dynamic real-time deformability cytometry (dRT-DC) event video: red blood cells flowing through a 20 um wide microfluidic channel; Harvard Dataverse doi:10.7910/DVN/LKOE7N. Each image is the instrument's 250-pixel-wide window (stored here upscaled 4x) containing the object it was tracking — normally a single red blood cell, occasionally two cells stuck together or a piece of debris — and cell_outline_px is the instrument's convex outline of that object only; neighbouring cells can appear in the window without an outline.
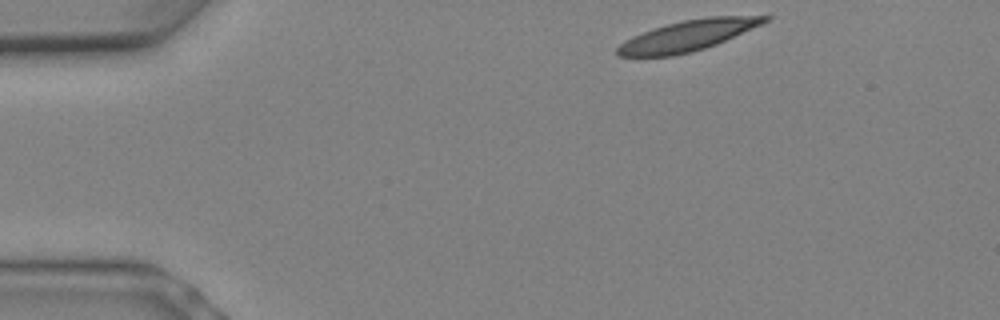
{"species": "Egyptian fruit bat (a non-hibernating species)", "species_latin": "Rousettus aegyptiacus", "temperature_condition": "warm", "stored_images_in_passage": 7, "camera_frame_rate_fps": 3000, "um_per_image_px": 0.085, "animal": {"sex": "female"}, "frame": {"image": 1, "passage_image": 1, "time_ms": 0.0, "image_size_px": [1000, 320], "cell_outline_px": [[772, 16], [768, 20], [760, 24], [716, 44], [692, 52], [672, 56], [616, 56], [616, 48], [624, 40], [632, 36], [668, 24], [684, 20], [708, 16]], "centroid_in_image_um": [58.4, 3.04], "position_along_channel_um": 26.6, "area_um2": 25.78}}
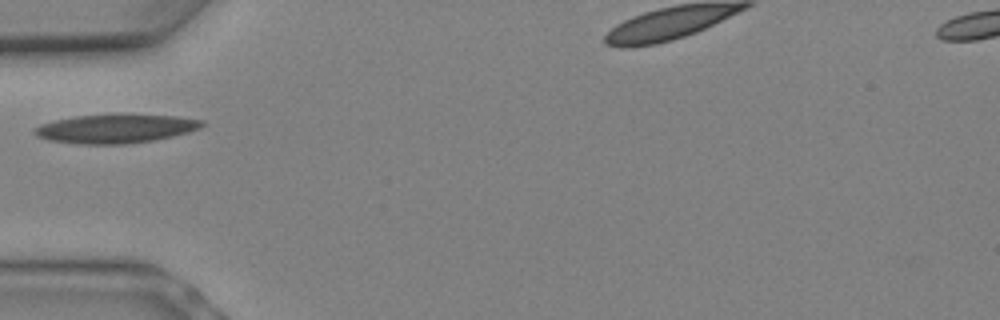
{"frame": {"image": 2, "passage_image": 5, "time_ms": 1.333, "image_size_px": [1000, 320], "cell_outline_px": [[208, 124], [200, 128], [188, 132], [172, 136], [152, 140], [128, 144], [80, 144], [48, 140], [36, 136], [32, 132], [40, 124], [56, 120], [76, 116], [120, 112], [176, 116], [204, 120]], "centroid_in_image_um": [9.87, 10.9], "position_along_channel_um": 75.1, "area_um2": 28.9}}